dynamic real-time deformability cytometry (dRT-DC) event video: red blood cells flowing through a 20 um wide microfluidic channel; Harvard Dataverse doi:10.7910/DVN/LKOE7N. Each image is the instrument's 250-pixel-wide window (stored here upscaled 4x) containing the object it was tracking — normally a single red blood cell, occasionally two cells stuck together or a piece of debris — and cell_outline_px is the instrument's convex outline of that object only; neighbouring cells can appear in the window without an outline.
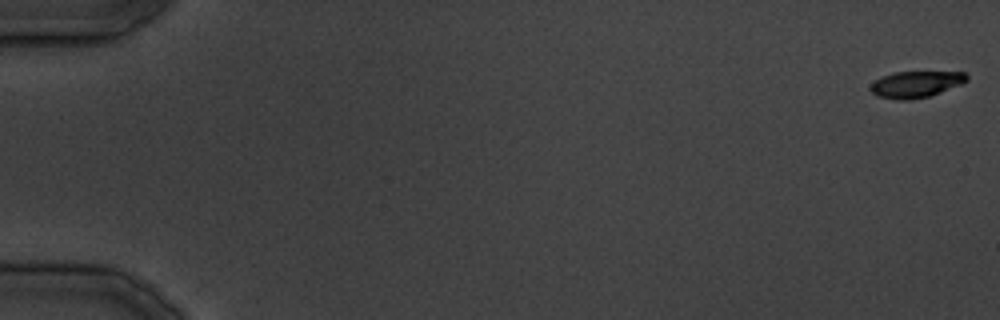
{"species": "common noctule bat (a hibernating species)", "species_latin": "Nyctalus noctula", "temperature_condition": "cold", "stored_images_in_passage": 9, "camera_frame_rate_fps": 3000, "um_per_image_px": 0.085, "animal": {"sex": "male", "body_mass_g": 19.5, "forearm_length_mm": 54.6}, "frame": {"image": 1, "passage_image": 1, "time_ms": 0.0, "image_size_px": [1000, 320], "cell_outline_px": [[968, 80], [960, 84], [940, 92], [928, 96], [908, 100], [896, 100], [876, 96], [868, 88], [880, 76], [892, 72], [964, 72], [968, 76]], "centroid_in_image_um": [77.79, 7.16], "position_along_channel_um": 7.2, "area_um2": 14.8}}